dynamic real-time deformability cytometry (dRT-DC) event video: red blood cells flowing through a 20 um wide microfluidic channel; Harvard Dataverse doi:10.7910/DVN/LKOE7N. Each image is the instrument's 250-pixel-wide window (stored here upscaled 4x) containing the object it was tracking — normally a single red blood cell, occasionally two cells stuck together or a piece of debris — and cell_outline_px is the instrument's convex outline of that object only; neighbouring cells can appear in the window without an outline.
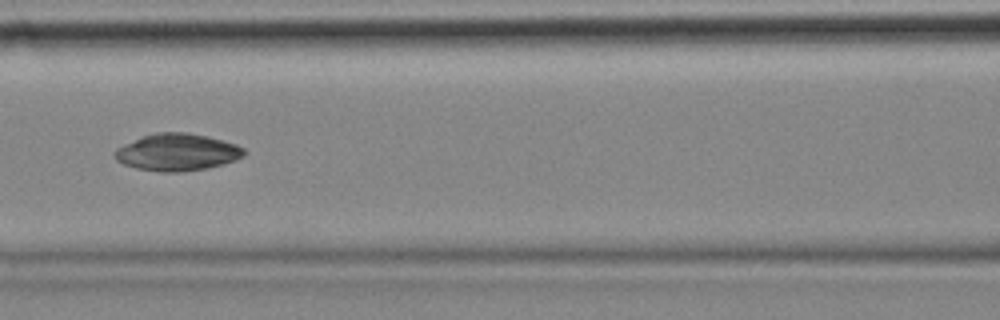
{"species": "common noctule bat (a hibernating species)", "species_latin": "Nyctalus noctula", "temperature_condition": "cold", "stored_images_in_passage": 8, "camera_frame_rate_fps": 3000, "um_per_image_px": 0.085, "animal": {"sex": "female", "body_mass_g": 18.4}, "frame": {"image": 1, "passage_image": 7, "time_ms": 2.0, "image_size_px": [1000, 320], "cell_outline_px": [[244, 156], [236, 160], [224, 164], [204, 168], [180, 172], [160, 172], [136, 168], [124, 164], [116, 160], [116, 148], [124, 144], [144, 136], [156, 132], [188, 132], [208, 136], [236, 144], [244, 148]], "centroid_in_image_um": [15.08, 12.93], "position_along_channel_um": 151.5, "area_um2": 27.8}}